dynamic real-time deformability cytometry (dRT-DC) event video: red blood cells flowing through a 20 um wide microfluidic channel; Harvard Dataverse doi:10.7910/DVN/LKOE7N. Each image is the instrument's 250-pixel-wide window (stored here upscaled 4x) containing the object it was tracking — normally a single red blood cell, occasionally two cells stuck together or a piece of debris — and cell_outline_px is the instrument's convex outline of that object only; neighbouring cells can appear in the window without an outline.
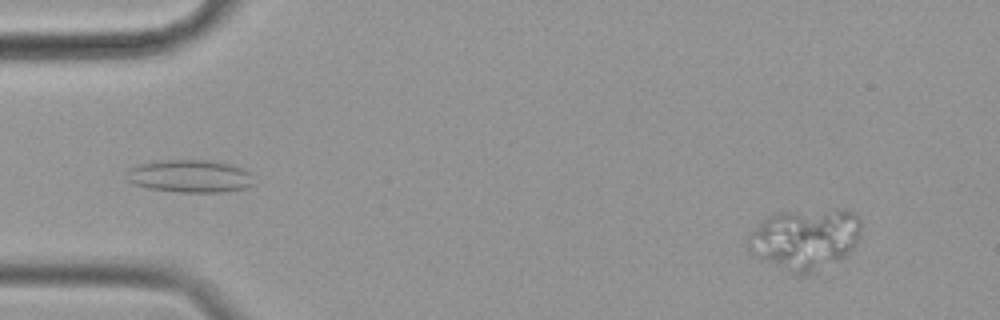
{"species": "common noctule bat (a hibernating species)", "species_latin": "Nyctalus noctula", "temperature_condition": "cold", "stored_images_in_passage": 60, "camera_frame_rate_fps": 3000, "um_per_image_px": 0.085, "animal": {"sex": "female", "body_mass_g": 19.9}, "frame": {"image": 1, "passage_image": 5, "time_ms": 1.333, "image_size_px": [1000, 320], "cell_outline_px": [[860, 232], [852, 248], [844, 256], [804, 276], [800, 276], [760, 260], [748, 248], [748, 236], [768, 216], [780, 212], [844, 208], [848, 208], [860, 216]], "centroid_in_image_um": [68.44, 20.29], "position_along_channel_um": 16.6, "area_um2": 40.06}}
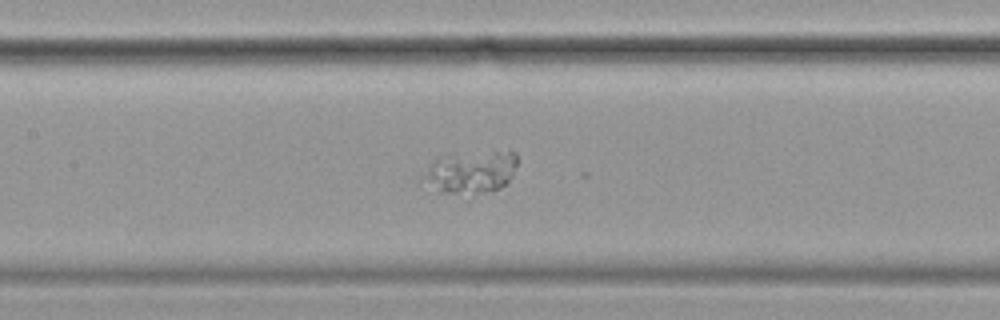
{"frame": {"image": 2, "passage_image": 27, "time_ms": 8.667, "image_size_px": [1000, 320], "cell_outline_px": [[516, 164], [512, 176], [500, 188], [468, 200], [420, 188], [420, 176], [440, 156], [492, 152], [516, 152]], "centroid_in_image_um": [39.87, 14.78], "position_along_channel_um": 167.5, "area_um2": 24.62}}
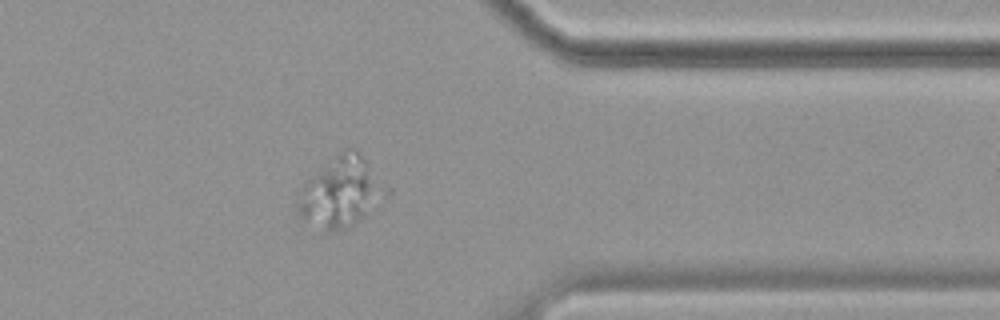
{"frame": {"image": 3, "passage_image": 47, "time_ms": 15.333, "image_size_px": [1000, 320], "cell_outline_px": [[372, 188], [360, 216], [352, 224], [344, 228], [328, 232], [300, 216], [296, 212], [296, 204], [304, 184], [344, 148], [352, 148], [364, 160], [368, 172]], "centroid_in_image_um": [28.57, 16.36], "position_along_channel_um": 382.8, "area_um2": 30.29}}